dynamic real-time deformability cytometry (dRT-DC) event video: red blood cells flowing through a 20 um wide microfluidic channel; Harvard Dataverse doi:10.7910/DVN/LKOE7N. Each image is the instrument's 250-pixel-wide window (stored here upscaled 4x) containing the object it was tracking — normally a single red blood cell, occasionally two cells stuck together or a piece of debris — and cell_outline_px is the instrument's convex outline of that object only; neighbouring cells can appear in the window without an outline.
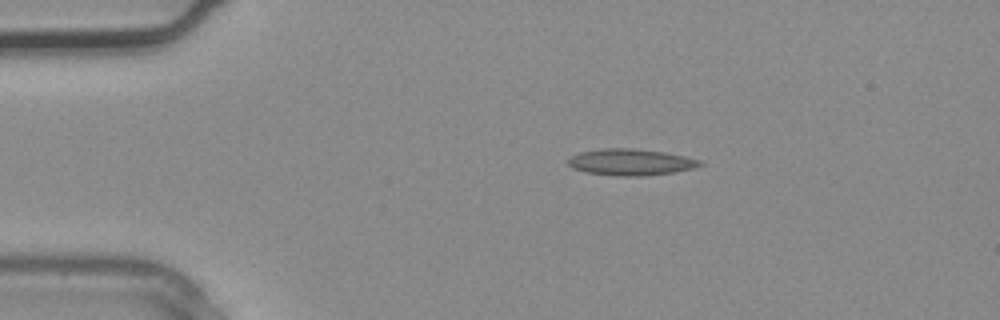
{"species": "common noctule bat (a hibernating species)", "species_latin": "Nyctalus noctula", "temperature_condition": "warm", "stored_images_in_passage": 2, "camera_frame_rate_fps": 3000, "um_per_image_px": 0.085, "animal": {"sex": "male", "body_mass_g": 20.4}, "frame": {"image": 1, "passage_image": 1, "time_ms": 0.0, "image_size_px": [1000, 320], "cell_outline_px": [[704, 164], [692, 168], [676, 172], [644, 176], [620, 176], [584, 172], [572, 168], [568, 164], [568, 160], [572, 156], [580, 152], [600, 148], [632, 148], [664, 152], [684, 156], [700, 160]], "centroid_in_image_um": [53.6, 13.78], "position_along_channel_um": 31.4, "area_um2": 20.35}}
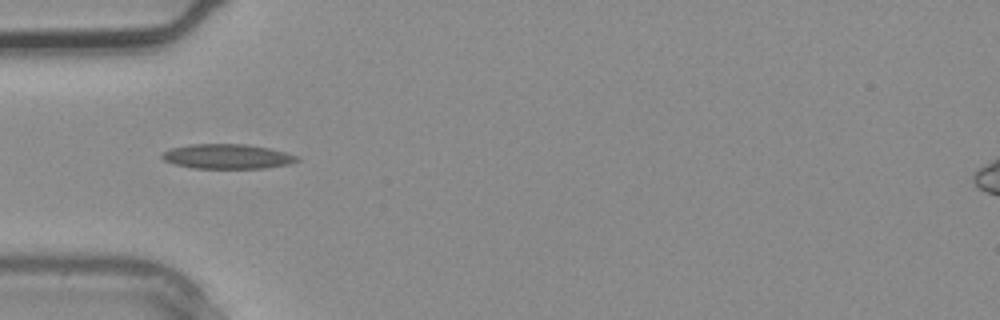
{"frame": {"image": 2, "passage_image": 2, "time_ms": 0.333, "image_size_px": [1000, 320], "cell_outline_px": [[300, 160], [288, 164], [264, 168], [196, 168], [176, 164], [164, 160], [160, 156], [164, 152], [172, 148], [188, 144], [244, 144], [268, 148], [284, 152], [296, 156]], "centroid_in_image_um": [19.3, 13.29], "position_along_channel_um": 65.7, "area_um2": 19.13}}